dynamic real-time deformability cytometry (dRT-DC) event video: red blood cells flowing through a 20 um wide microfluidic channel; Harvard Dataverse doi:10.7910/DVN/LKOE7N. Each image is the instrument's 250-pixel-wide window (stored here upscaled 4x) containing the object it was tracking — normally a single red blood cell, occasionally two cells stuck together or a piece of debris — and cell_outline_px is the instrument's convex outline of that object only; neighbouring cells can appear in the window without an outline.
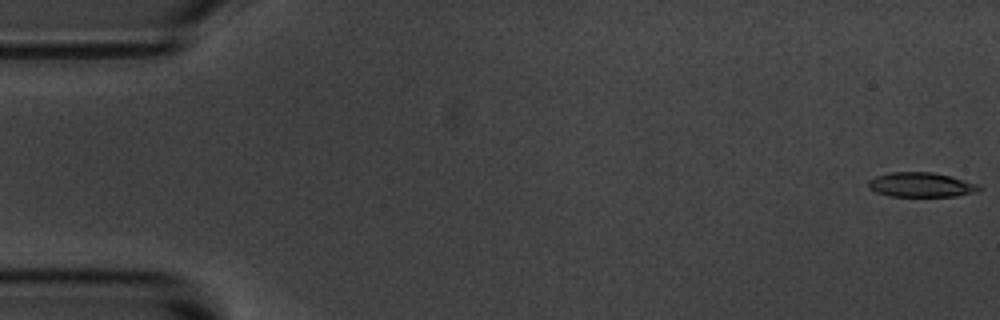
{"species": "common noctule bat (a hibernating species)", "species_latin": "Nyctalus noctula", "temperature_condition": "room temperature", "stored_images_in_passage": 5, "camera_frame_rate_fps": 3000, "um_per_image_px": 0.085, "animal": {"sex": "male", "body_mass_g": 20.1, "forearm_length_mm": 53.5}, "frame": {"image": 1, "passage_image": 1, "time_ms": 0.0, "image_size_px": [1000, 320], "cell_outline_px": [[980, 188], [976, 192], [956, 196], [892, 196], [876, 192], [868, 188], [868, 180], [876, 176], [892, 172], [932, 172], [952, 176], [980, 184]], "centroid_in_image_um": [78.3, 15.7], "position_along_channel_um": 6.7, "area_um2": 15.9}}